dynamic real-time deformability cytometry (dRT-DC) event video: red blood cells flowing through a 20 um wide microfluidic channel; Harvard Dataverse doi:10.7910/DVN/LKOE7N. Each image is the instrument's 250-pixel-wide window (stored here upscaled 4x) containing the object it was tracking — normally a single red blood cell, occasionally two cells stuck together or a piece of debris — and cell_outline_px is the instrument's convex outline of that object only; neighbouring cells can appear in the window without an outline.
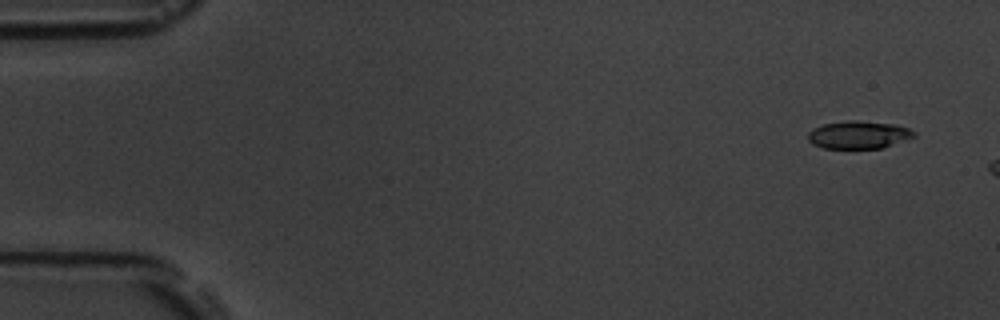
{"species": "common noctule bat (a hibernating species)", "species_latin": "Nyctalus noctula", "temperature_condition": "room temperature", "stored_images_in_passage": 3, "camera_frame_rate_fps": 3000, "um_per_image_px": 0.085, "animal": {"sex": "male", "body_mass_g": 19.5, "forearm_length_mm": 54.6}, "frame": {"image": 1, "passage_image": 1, "time_ms": 0.0, "image_size_px": [1000, 320], "cell_outline_px": [[916, 136], [884, 148], [824, 148], [812, 144], [808, 140], [808, 132], [812, 128], [824, 124], [848, 120], [856, 120], [896, 124], [908, 128], [916, 132]], "centroid_in_image_um": [72.99, 11.45], "position_along_channel_um": 12.0, "area_um2": 17.28}}